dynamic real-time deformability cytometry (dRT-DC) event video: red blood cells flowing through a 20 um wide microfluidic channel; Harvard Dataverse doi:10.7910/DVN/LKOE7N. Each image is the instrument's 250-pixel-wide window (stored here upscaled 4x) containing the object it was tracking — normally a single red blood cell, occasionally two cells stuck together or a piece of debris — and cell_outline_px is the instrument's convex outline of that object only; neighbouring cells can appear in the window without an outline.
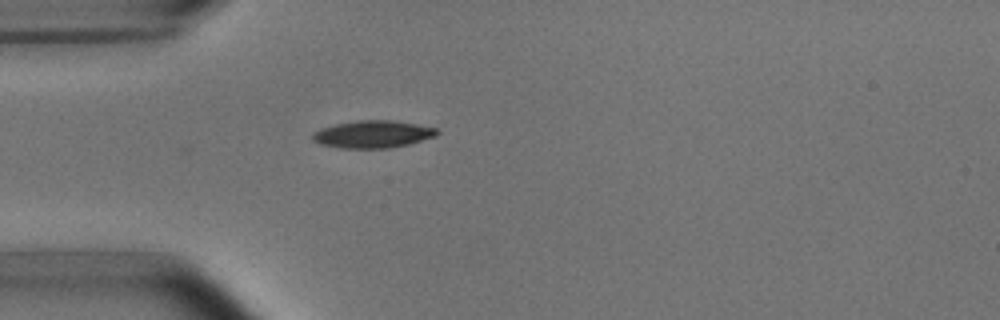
{"species": "common noctule bat (a hibernating species)", "species_latin": "Nyctalus noctula", "temperature_condition": "room temperature", "stored_images_in_passage": 2, "camera_frame_rate_fps": 3000, "um_per_image_px": 0.085, "animal": {"sex": "male", "body_mass_g": 15.6}, "frame": {"image": 1, "passage_image": 2, "time_ms": 1.333, "image_size_px": [1000, 320], "cell_outline_px": [[440, 132], [436, 136], [408, 144], [388, 148], [340, 148], [320, 144], [312, 140], [312, 132], [320, 128], [336, 124], [356, 120], [396, 120], [436, 128]], "centroid_in_image_um": [31.67, 11.4], "position_along_channel_um": 53.3, "area_um2": 19.94}}